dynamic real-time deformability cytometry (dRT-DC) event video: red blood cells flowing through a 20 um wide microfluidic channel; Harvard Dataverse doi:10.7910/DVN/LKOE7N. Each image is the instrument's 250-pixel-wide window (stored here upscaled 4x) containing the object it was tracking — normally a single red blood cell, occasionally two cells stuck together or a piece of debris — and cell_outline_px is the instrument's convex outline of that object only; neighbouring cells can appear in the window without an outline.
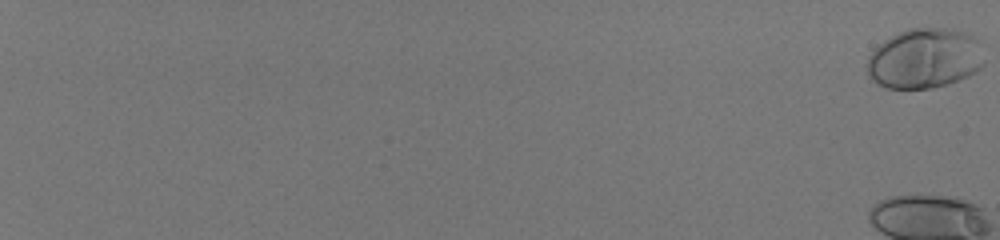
{"species": "human", "species_latin": "Homo sapiens", "temperature_condition": "room temperature", "stored_images_in_passage": 24, "camera_frame_rate_fps": 3000, "um_per_image_px": 0.085, "donor": {"sex": "male"}, "frame": {"image": 1, "passage_image": 1, "time_ms": 0.0, "image_size_px": [1000, 240], "cell_outline_px": [[984, 64], [976, 72], [968, 76], [948, 84], [932, 88], [888, 88], [876, 84], [872, 80], [868, 72], [868, 56], [884, 40], [908, 28], [952, 28], [980, 36], [984, 44]], "centroid_in_image_um": [78.69, 4.94], "position_along_channel_um": 6.3, "area_um2": 41.73}}